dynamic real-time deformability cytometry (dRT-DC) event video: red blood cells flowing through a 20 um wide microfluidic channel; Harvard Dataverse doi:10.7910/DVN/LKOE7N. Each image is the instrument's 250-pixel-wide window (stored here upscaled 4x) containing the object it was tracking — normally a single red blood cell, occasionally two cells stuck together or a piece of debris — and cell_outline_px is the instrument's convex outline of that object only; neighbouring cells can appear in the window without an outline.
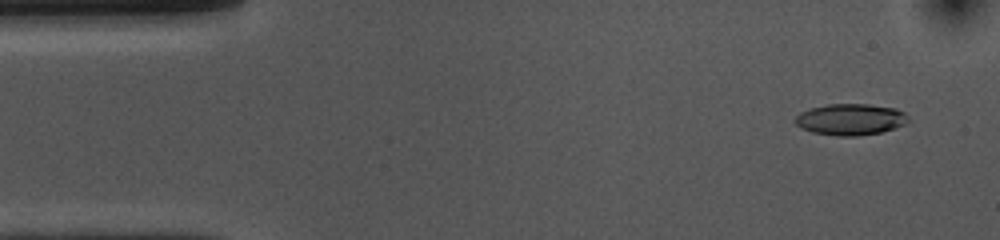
{"species": "common noctule bat (a hibernating species)", "species_latin": "Nyctalus noctula", "temperature_condition": "cold", "stored_images_in_passage": 52, "camera_frame_rate_fps": 3000, "um_per_image_px": 0.085, "animal": {"sex": "female", "body_mass_g": 10.0, "forearm_length_mm": 53.1}, "frame": {"image": 1, "passage_image": 3, "time_ms": 0.667, "image_size_px": [1000, 240], "cell_outline_px": [[908, 124], [880, 132], [856, 136], [836, 136], [812, 132], [800, 128], [796, 124], [796, 116], [800, 112], [812, 108], [828, 104], [868, 104], [896, 108], [904, 112], [908, 116]], "centroid_in_image_um": [72.31, 10.15], "position_along_channel_um": 12.7, "area_um2": 20.69}}
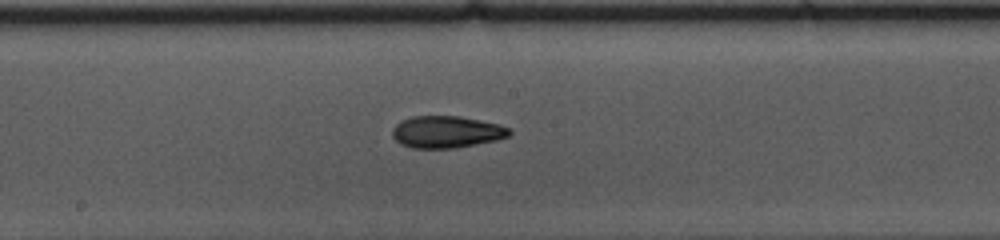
{"frame": {"image": 2, "passage_image": 26, "time_ms": 8.333, "image_size_px": [1000, 240], "cell_outline_px": [[512, 132], [508, 136], [496, 140], [456, 148], [412, 148], [400, 144], [392, 136], [392, 128], [396, 124], [412, 116], [460, 116], [500, 124], [512, 128]], "centroid_in_image_um": [37.97, 11.21], "position_along_channel_um": 210.2, "area_um2": 21.91}}
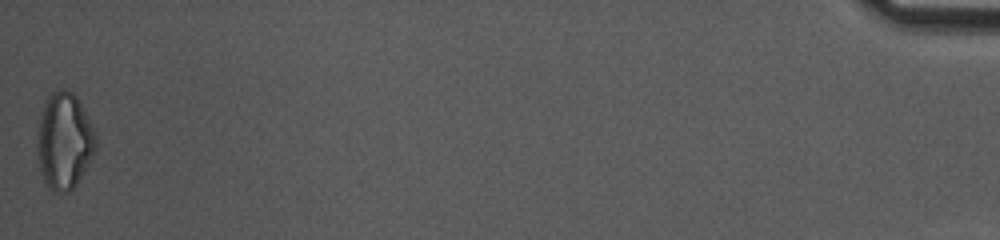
{"frame": {"image": 3, "passage_image": 52, "time_ms": 17.0, "image_size_px": [1000, 240], "cell_outline_px": [[96, 148], [92, 156], [76, 184], [68, 192], [56, 192], [48, 188], [44, 180], [40, 168], [36, 152], [36, 132], [44, 100], [52, 92], [60, 88], [64, 88], [72, 92], [76, 96], [96, 132]], "centroid_in_image_um": [5.43, 11.95], "position_along_channel_um": 429.8, "area_um2": 33.12}, "authors_computed_cell_mechanics": {"area_um2": 21.4727, "velocity_mm_per_s": 3.7291, "shape_relaxation_time_tau1_ms": 7.7136, "shape_relaxation_time_tau2_ms": 8.1234, "deformation_change_tau1": 0.1868, "deformation_change_tau2": 0.1727}}